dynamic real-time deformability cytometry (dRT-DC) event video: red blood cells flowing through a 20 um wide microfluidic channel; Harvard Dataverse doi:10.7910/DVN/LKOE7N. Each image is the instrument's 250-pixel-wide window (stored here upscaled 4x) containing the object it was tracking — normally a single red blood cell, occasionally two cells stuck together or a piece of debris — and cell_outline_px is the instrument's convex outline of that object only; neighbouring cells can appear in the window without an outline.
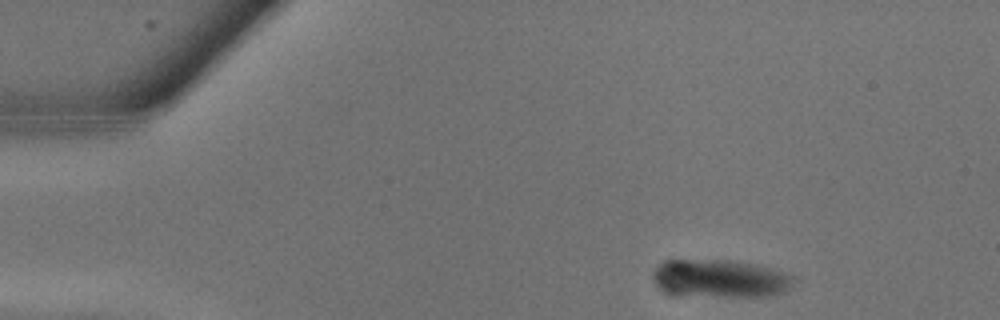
{"species": "common noctule bat (a hibernating species)", "species_latin": "Nyctalus noctula", "temperature_condition": "warm", "stored_images_in_passage": 8, "camera_frame_rate_fps": 3000, "um_per_image_px": 0.085, "animal": {"sex": "male", "body_mass_g": 13.3}, "frame": {"image": 1, "passage_image": 2, "time_ms": 0.333, "image_size_px": [1000, 320], "cell_outline_px": [[792, 284], [784, 292], [768, 296], [720, 296], [672, 292], [664, 288], [652, 280], [648, 276], [648, 272], [656, 264], [668, 260], [728, 260], [760, 264], [784, 272], [792, 276]], "centroid_in_image_um": [61.19, 23.63], "position_along_channel_um": 23.8, "area_um2": 30.87}}
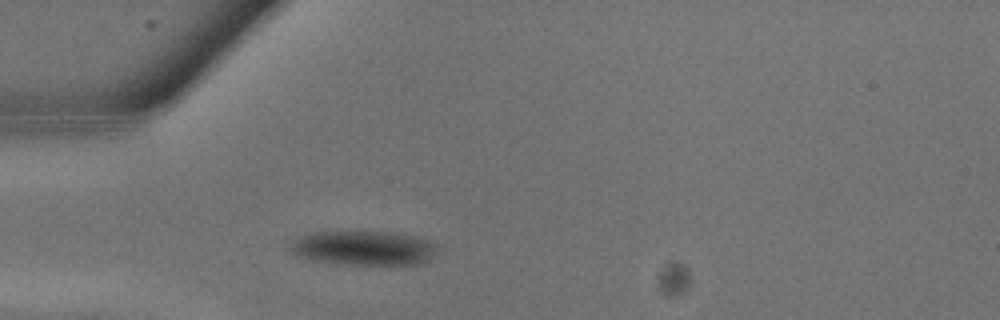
{"frame": {"image": 2, "passage_image": 6, "time_ms": 1.667, "image_size_px": [1000, 320], "cell_outline_px": [[432, 252], [428, 260], [420, 264], [396, 268], [380, 268], [308, 260], [288, 252], [288, 248], [296, 236], [308, 232], [392, 232], [412, 236], [424, 240], [432, 244]], "centroid_in_image_um": [30.8, 21.15], "position_along_channel_um": 54.2, "area_um2": 30.46}}
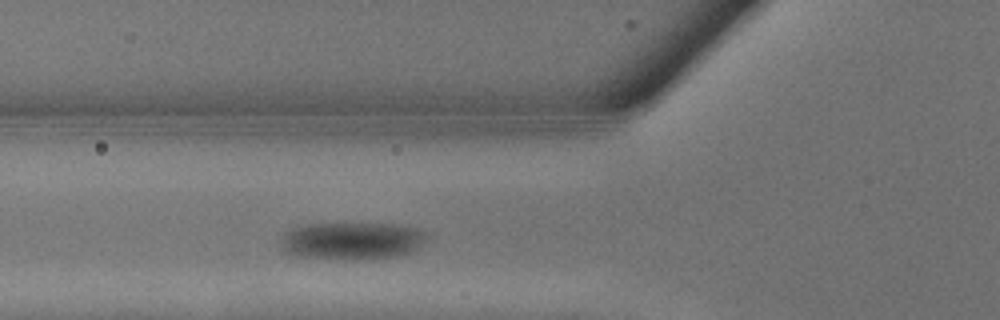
{"frame": {"image": 3, "passage_image": 8, "time_ms": 2.333, "image_size_px": [1000, 320], "cell_outline_px": [[428, 236], [416, 248], [408, 252], [396, 256], [296, 256], [284, 252], [280, 244], [280, 240], [284, 232], [292, 228], [308, 224], [400, 224], [416, 228], [428, 232]], "centroid_in_image_um": [29.89, 20.4], "position_along_channel_um": 95.9, "area_um2": 30.4}}